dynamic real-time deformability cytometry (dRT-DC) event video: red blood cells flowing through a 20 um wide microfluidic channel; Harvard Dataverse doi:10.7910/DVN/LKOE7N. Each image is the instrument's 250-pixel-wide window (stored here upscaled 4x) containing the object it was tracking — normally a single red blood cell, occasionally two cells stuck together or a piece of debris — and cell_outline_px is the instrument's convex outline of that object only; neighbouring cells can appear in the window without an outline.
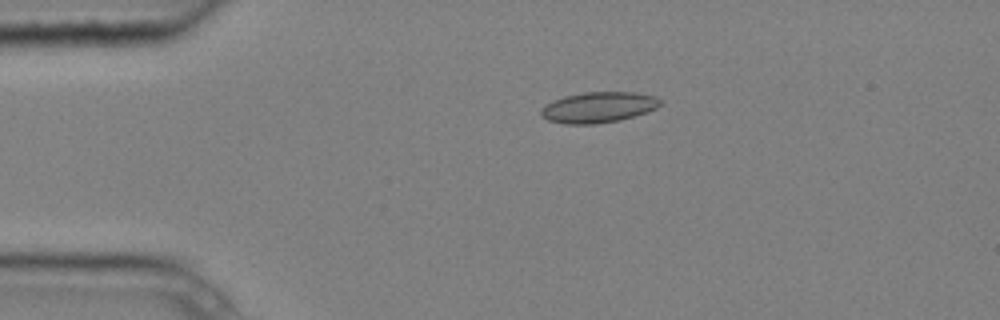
{"species": "common noctule bat (a hibernating species)", "species_latin": "Nyctalus noctula", "temperature_condition": "cold", "stored_images_in_passage": 7, "camera_frame_rate_fps": 3000, "um_per_image_px": 0.085, "animal": {"sex": "male", "body_mass_g": 20.4}, "frame": {"image": 1, "passage_image": 2, "time_ms": 0.333, "image_size_px": [1000, 320], "cell_outline_px": [[660, 104], [656, 108], [620, 120], [596, 124], [564, 124], [548, 120], [540, 116], [540, 108], [552, 100], [564, 96], [584, 92], [636, 92], [656, 96], [660, 100]], "centroid_in_image_um": [50.81, 9.12], "position_along_channel_um": 34.2, "area_um2": 21.39}}